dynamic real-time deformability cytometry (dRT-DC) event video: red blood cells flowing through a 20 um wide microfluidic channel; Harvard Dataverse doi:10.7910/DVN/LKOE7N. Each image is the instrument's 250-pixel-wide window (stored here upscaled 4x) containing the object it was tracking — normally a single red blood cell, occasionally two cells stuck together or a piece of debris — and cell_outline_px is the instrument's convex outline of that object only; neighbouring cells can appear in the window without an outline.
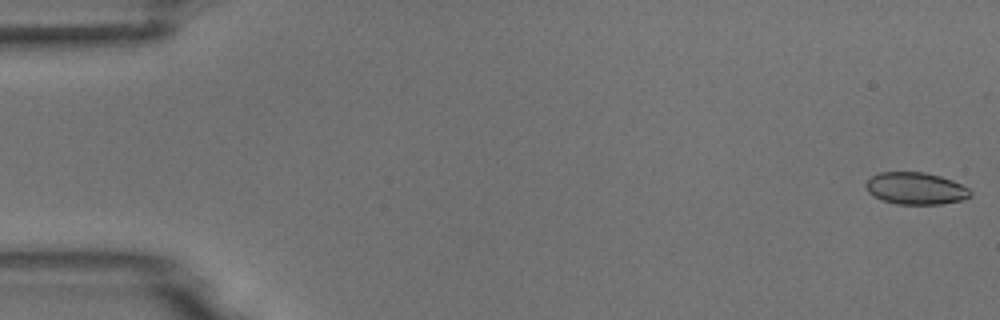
{"species": "common noctule bat (a hibernating species)", "species_latin": "Nyctalus noctula", "temperature_condition": "room temperature", "stored_images_in_passage": 5, "camera_frame_rate_fps": 3000, "um_per_image_px": 0.085, "animal": {"sex": "male", "body_mass_g": 18.8}, "frame": {"image": 1, "passage_image": 1, "time_ms": 0.0, "image_size_px": [1000, 320], "cell_outline_px": [[972, 196], [960, 200], [940, 204], [896, 204], [884, 200], [868, 192], [864, 184], [872, 176], [880, 172], [924, 172], [940, 176], [952, 180], [968, 188], [972, 192]], "centroid_in_image_um": [77.84, 16.01], "position_along_channel_um": 7.2, "area_um2": 19.36}}
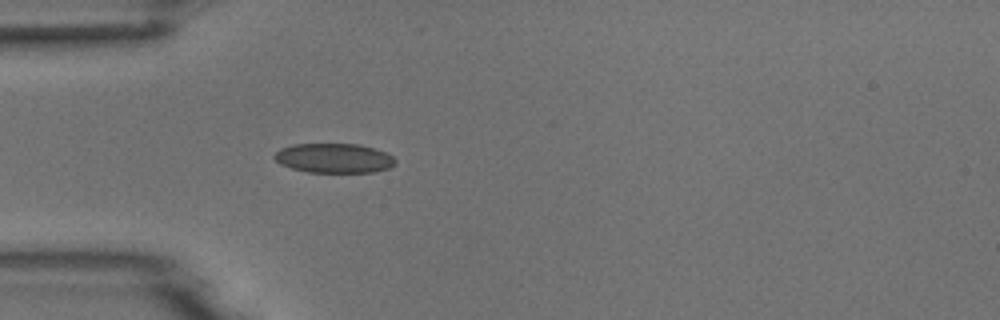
{"frame": {"image": 2, "passage_image": 5, "time_ms": 5.0, "image_size_px": [1000, 320], "cell_outline_px": [[396, 164], [388, 168], [372, 172], [308, 172], [292, 168], [280, 164], [272, 156], [280, 148], [292, 144], [360, 144], [376, 148], [392, 156], [396, 160]], "centroid_in_image_um": [28.38, 13.43], "position_along_channel_um": 56.6, "area_um2": 20.87}}